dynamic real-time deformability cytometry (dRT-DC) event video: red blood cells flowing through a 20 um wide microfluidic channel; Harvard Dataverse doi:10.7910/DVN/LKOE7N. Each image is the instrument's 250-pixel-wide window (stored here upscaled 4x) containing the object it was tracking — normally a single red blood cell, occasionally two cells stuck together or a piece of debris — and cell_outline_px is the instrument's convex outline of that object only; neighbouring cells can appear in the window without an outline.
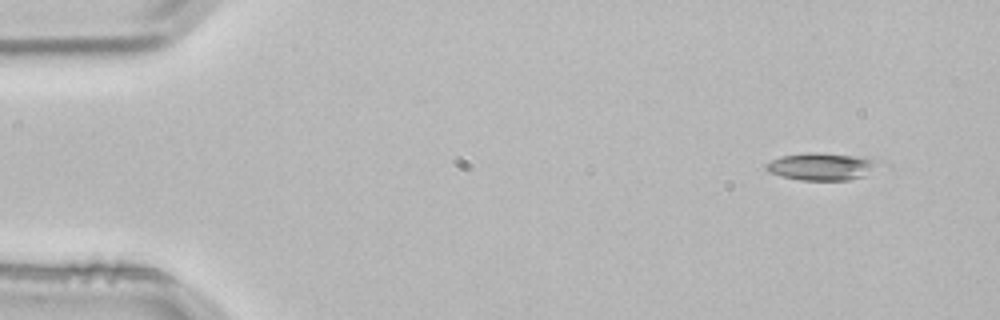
{"species": "common noctule bat (a hibernating species)", "species_latin": "Nyctalus noctula", "temperature_condition": "room temperature", "stored_images_in_passage": 2, "camera_frame_rate_fps": 3000, "um_per_image_px": 0.085, "animal": {"sex": "male", "body_mass_g": 21.5, "forearm_length_mm": 52.0}, "frame": {"image": 1, "passage_image": 1, "time_ms": 0.0, "image_size_px": [1000, 320], "cell_outline_px": [[892, 168], [864, 176], [848, 180], [800, 180], [780, 176], [768, 172], [764, 168], [764, 164], [780, 156], [808, 152], [816, 152], [856, 156], [880, 160], [888, 164]], "centroid_in_image_um": [70.05, 14.16], "position_along_channel_um": 15.0, "area_um2": 19.02}}